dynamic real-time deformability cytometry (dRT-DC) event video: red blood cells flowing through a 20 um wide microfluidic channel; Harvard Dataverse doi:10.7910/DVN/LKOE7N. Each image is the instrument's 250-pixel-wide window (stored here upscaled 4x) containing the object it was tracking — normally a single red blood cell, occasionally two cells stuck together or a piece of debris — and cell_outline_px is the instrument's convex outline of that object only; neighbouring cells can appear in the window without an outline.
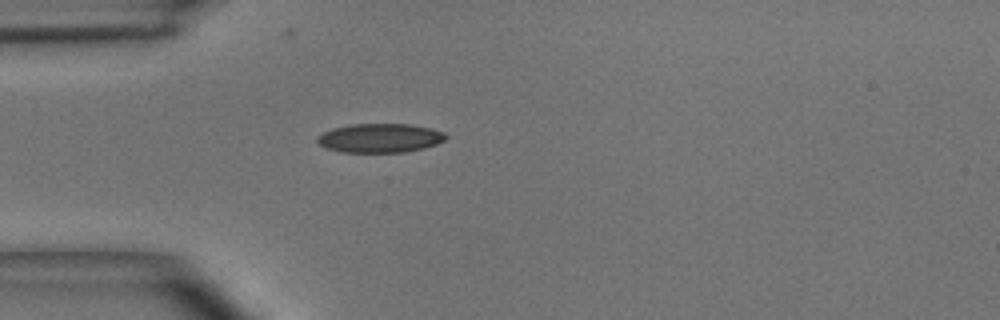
{"species": "common noctule bat (a hibernating species)", "species_latin": "Nyctalus noctula", "temperature_condition": "room temperature", "stored_images_in_passage": 37, "camera_frame_rate_fps": 3000, "um_per_image_px": 0.085, "animal": {"sex": "male", "body_mass_g": 15.6}, "frame": {"image": 1, "passage_image": 1, "time_ms": 0.0, "image_size_px": [1000, 320], "cell_outline_px": [[448, 136], [444, 140], [436, 144], [424, 148], [404, 152], [344, 152], [328, 148], [320, 144], [316, 140], [316, 136], [332, 128], [352, 124], [412, 124], [444, 132]], "centroid_in_image_um": [32.3, 11.73], "position_along_channel_um": 52.7, "area_um2": 21.62}}
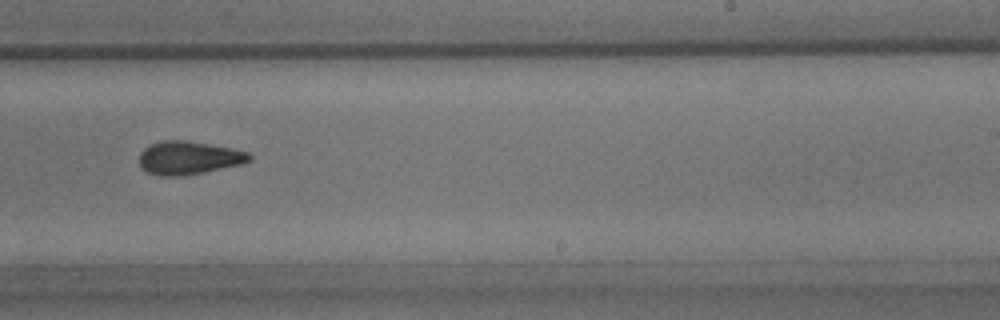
{"frame": {"image": 2, "passage_image": 18, "time_ms": 5.667, "image_size_px": [1000, 320], "cell_outline_px": [[252, 160], [240, 164], [180, 176], [160, 176], [148, 172], [140, 168], [140, 152], [144, 148], [152, 144], [164, 140], [184, 140], [232, 148], [248, 152], [252, 156]], "centroid_in_image_um": [16.02, 13.41], "position_along_channel_um": 273.0, "area_um2": 21.04}}
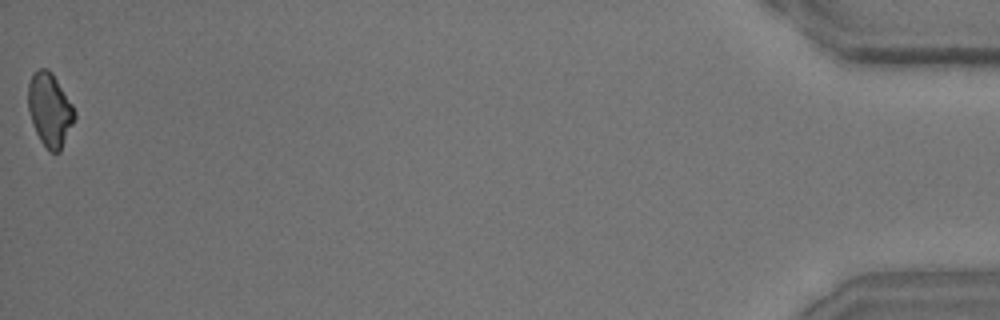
{"frame": {"image": 3, "passage_image": 37, "time_ms": 12.0, "image_size_px": [1000, 320], "cell_outline_px": [[76, 116], [60, 152], [48, 152], [40, 140], [32, 124], [28, 108], [28, 84], [32, 76], [40, 68], [48, 68], [52, 72], [72, 104], [76, 112]], "centroid_in_image_um": [4.23, 9.35], "position_along_channel_um": 431.0, "area_um2": 19.83}, "authors_computed_cell_mechanics": {"area_um2": 20.9814, "velocity_mm_per_s": 3.9934, "shape_relaxation_time_tau1_ms": 4.3246, "shape_relaxation_time_tau2_ms": 3.6254, "deformation_change_tau1": 0.1225, "deformation_change_tau2": 0.109}}